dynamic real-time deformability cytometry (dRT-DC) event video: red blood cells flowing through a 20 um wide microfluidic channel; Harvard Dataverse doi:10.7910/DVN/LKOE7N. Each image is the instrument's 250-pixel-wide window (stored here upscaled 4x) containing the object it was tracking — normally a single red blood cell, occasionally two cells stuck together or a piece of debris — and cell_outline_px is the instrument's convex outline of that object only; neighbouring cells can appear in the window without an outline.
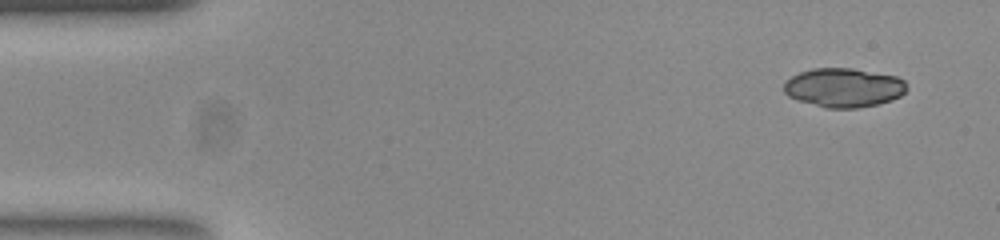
{"species": "common noctule bat (a hibernating species)", "species_latin": "Nyctalus noctula", "temperature_condition": "room temperature", "stored_images_in_passage": 50, "camera_frame_rate_fps": 3000, "um_per_image_px": 0.085, "animal": {"sex": "female", "body_mass_g": 23.0, "forearm_length_mm": 53.4}, "frame": {"image": 1, "passage_image": 1, "time_ms": 0.0, "image_size_px": [1000, 240], "cell_outline_px": [[904, 92], [900, 96], [876, 104], [856, 108], [828, 108], [800, 100], [788, 96], [784, 92], [784, 80], [800, 72], [812, 68], [852, 68], [896, 76], [904, 80]], "centroid_in_image_um": [71.67, 7.43], "position_along_channel_um": 13.3, "area_um2": 27.57}, "authors_computed_cell_mechanics": {"area_um2": 27.5706, "velocity_mm_per_s": 3.7871, "shape_relaxation_time_tau1_ms": 4.5735, "shape_relaxation_time_tau2_ms": 1.8296, "deformation_change_tau1": 0.1736, "deformation_change_tau2": 0.069}}